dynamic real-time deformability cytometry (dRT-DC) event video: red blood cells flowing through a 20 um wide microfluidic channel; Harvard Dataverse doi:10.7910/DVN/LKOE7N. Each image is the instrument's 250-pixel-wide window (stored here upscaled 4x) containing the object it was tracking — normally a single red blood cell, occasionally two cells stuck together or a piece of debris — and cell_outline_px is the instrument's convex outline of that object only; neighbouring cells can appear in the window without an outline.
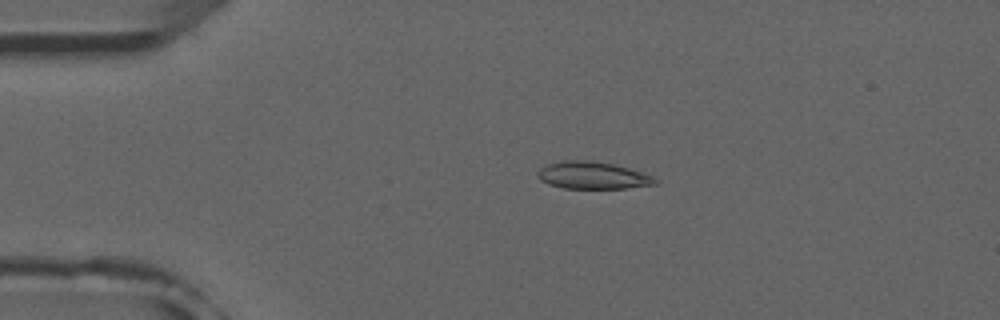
{"species": "common noctule bat (a hibernating species)", "species_latin": "Nyctalus noctula", "temperature_condition": "room temperature", "stored_images_in_passage": 52, "camera_frame_rate_fps": 3000, "um_per_image_px": 0.085, "animal": {"sex": "male", "forearm_length_mm": 52.5}, "frame": {"image": 1, "passage_image": 11, "time_ms": 3.333, "image_size_px": [1000, 320], "cell_outline_px": [[660, 180], [656, 184], [624, 188], [564, 188], [548, 184], [540, 180], [536, 176], [536, 172], [544, 164], [560, 160], [592, 160], [612, 164], [628, 168], [652, 176]], "centroid_in_image_um": [50.31, 14.89], "position_along_channel_um": 34.7, "area_um2": 18.79}}
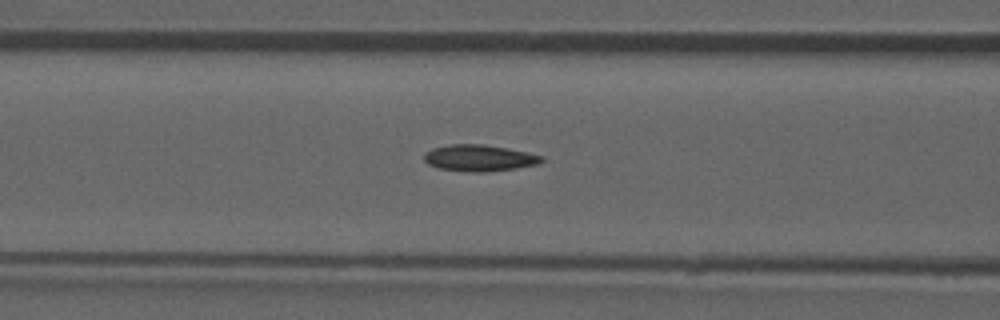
{"frame": {"image": 2, "passage_image": 21, "time_ms": 6.667, "image_size_px": [1000, 320], "cell_outline_px": [[544, 160], [540, 164], [516, 168], [488, 172], [472, 172], [436, 168], [428, 164], [424, 160], [424, 152], [432, 148], [448, 144], [484, 144], [508, 148], [528, 152], [544, 156]], "centroid_in_image_um": [40.74, 13.42], "position_along_channel_um": 125.9, "area_um2": 18.44}}
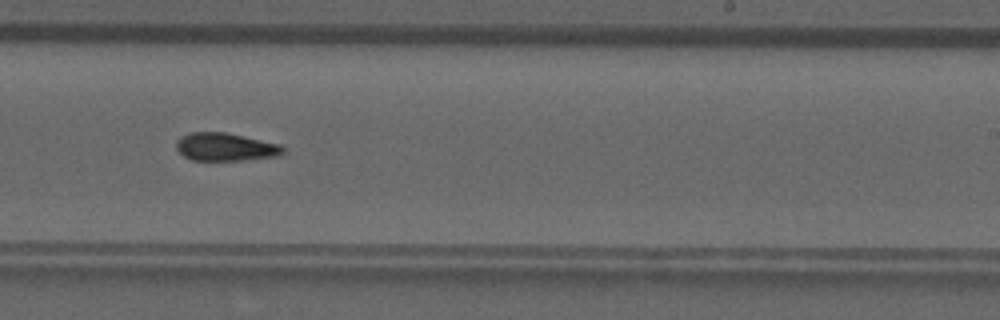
{"frame": {"image": 3, "passage_image": 32, "time_ms": 10.333, "image_size_px": [1000, 320], "cell_outline_px": [[284, 152], [280, 156], [244, 160], [192, 160], [184, 156], [176, 148], [176, 140], [180, 136], [188, 132], [224, 132], [280, 144], [284, 148]], "centroid_in_image_um": [19.15, 12.49], "position_along_channel_um": 269.9, "area_um2": 17.46}, "authors_computed_cell_mechanics": {"area_um2": 17.6868, "velocity_mm_per_s": 3.9375, "shape_relaxation_time_tau1_ms": null, "shape_relaxation_time_tau2_ms": 7.5472, "deformation_change_tau1": null, "deformation_change_tau2": 0.1636}}